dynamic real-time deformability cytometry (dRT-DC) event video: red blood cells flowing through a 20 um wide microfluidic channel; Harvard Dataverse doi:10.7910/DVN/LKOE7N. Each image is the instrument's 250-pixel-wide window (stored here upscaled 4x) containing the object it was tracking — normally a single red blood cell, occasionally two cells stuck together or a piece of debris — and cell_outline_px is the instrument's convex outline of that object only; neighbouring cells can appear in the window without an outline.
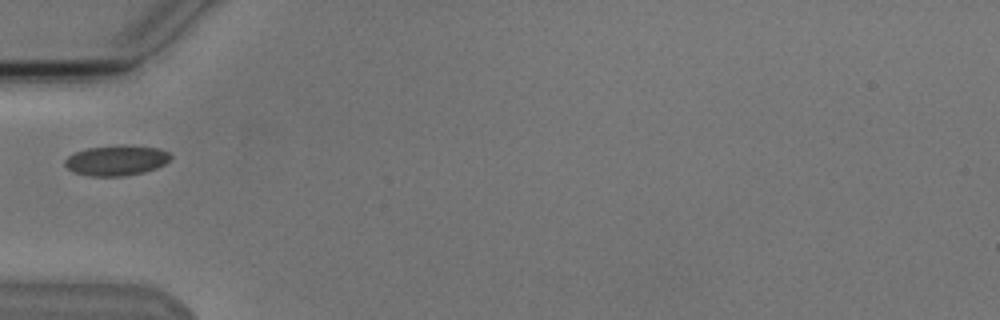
{"species": "Egyptian fruit bat (a non-hibernating species)", "species_latin": "Rousettus aegyptiacus", "temperature_condition": "cold", "stored_images_in_passage": 2, "camera_frame_rate_fps": 3000, "um_per_image_px": 0.085, "animal": {"sex": "male"}, "frame": {"image": 1, "passage_image": 1, "time_ms": 0.0, "image_size_px": [1000, 320], "cell_outline_px": [[172, 156], [164, 164], [156, 168], [144, 172], [124, 176], [88, 176], [72, 172], [64, 164], [64, 160], [68, 156], [76, 152], [88, 148], [120, 144], [124, 144], [160, 148], [168, 152]], "centroid_in_image_um": [9.89, 13.62], "position_along_channel_um": 75.1, "area_um2": 18.84}}